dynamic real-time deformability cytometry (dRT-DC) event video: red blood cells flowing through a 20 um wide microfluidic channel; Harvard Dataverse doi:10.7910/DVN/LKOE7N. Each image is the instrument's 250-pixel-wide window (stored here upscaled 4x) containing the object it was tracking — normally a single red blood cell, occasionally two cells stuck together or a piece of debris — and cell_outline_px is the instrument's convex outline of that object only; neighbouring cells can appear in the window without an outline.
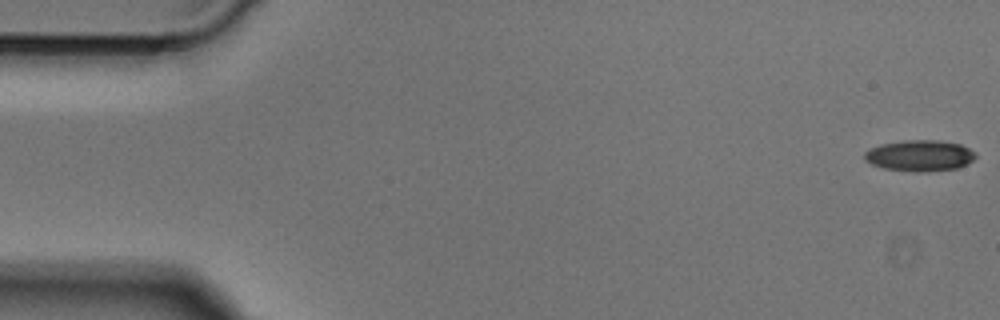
{"species": "Egyptian fruit bat (a non-hibernating species)", "species_latin": "Rousettus aegyptiacus", "temperature_condition": "cold", "stored_images_in_passage": 49, "camera_frame_rate_fps": 3000, "um_per_image_px": 0.085, "animal": {"sex": "male"}, "frame": {"image": 1, "passage_image": 1, "time_ms": 0.0, "image_size_px": [1000, 320], "cell_outline_px": [[976, 156], [968, 164], [956, 168], [920, 172], [916, 172], [884, 168], [872, 164], [864, 160], [864, 152], [868, 148], [880, 144], [904, 140], [940, 140], [960, 144], [976, 152]], "centroid_in_image_um": [78.15, 13.21], "position_along_channel_um": 6.8, "area_um2": 20.23}}
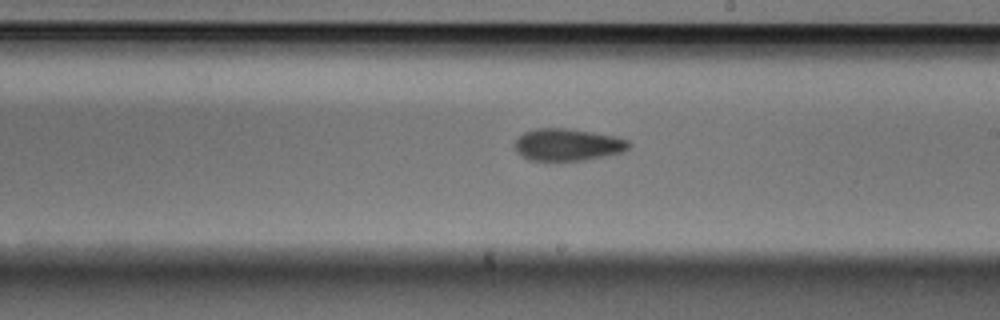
{"frame": {"image": 2, "passage_image": 28, "time_ms": 9.0, "image_size_px": [1000, 320], "cell_outline_px": [[632, 144], [624, 152], [608, 156], [588, 160], [528, 160], [520, 156], [516, 152], [512, 144], [524, 132], [536, 128], [564, 128], [592, 132], [616, 136], [628, 140]], "centroid_in_image_um": [48.25, 12.31], "position_along_channel_um": 240.7, "area_um2": 21.68}}
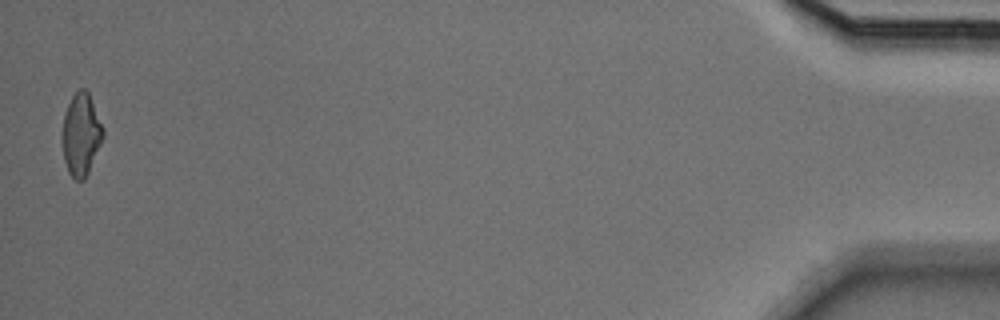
{"frame": {"image": 3, "passage_image": 49, "time_ms": 16.0, "image_size_px": [1000, 320], "cell_outline_px": [[104, 136], [88, 172], [84, 180], [76, 180], [68, 172], [64, 160], [60, 140], [60, 136], [64, 116], [68, 104], [72, 96], [80, 88], [84, 88], [88, 92], [104, 132]], "centroid_in_image_um": [6.85, 11.45], "position_along_channel_um": 428.4, "area_um2": 19.48}}